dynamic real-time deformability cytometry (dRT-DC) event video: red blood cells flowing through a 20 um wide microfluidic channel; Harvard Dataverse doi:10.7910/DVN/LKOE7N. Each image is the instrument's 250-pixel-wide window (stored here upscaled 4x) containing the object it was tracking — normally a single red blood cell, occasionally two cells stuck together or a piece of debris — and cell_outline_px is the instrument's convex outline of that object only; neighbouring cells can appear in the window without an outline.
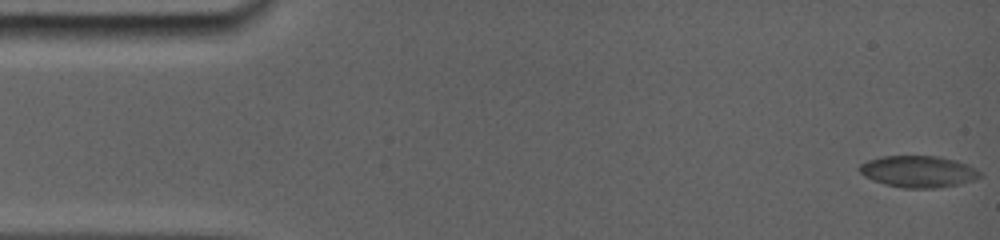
{"species": "common noctule bat (a hibernating species)", "species_latin": "Nyctalus noctula", "temperature_condition": "room temperature", "stored_images_in_passage": 63, "camera_frame_rate_fps": 5000, "um_per_image_px": 0.085, "animal": {"sex": "female", "body_mass_g": 19.0, "forearm_length_mm": 56.7}, "frame": {"image": 1, "passage_image": 1, "time_ms": 0.0, "image_size_px": [1000, 240], "cell_outline_px": [[980, 176], [956, 184], [928, 188], [904, 188], [888, 184], [864, 176], [860, 172], [860, 168], [864, 164], [872, 160], [888, 156], [924, 156], [948, 160], [960, 164], [980, 172]], "centroid_in_image_um": [77.97, 14.6], "position_along_channel_um": 7.0, "area_um2": 20.46}}
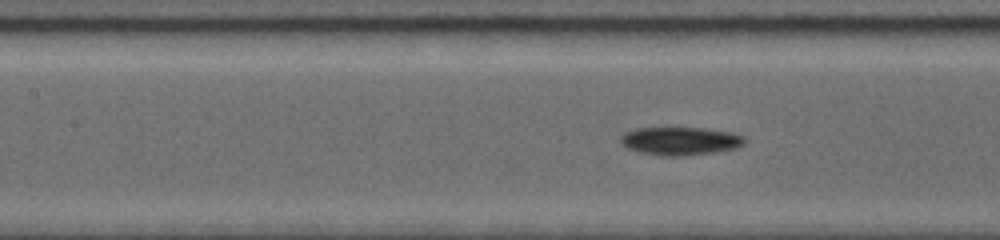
{"frame": {"image": 2, "passage_image": 28, "time_ms": 7.0, "image_size_px": [1000, 240], "cell_outline_px": [[744, 140], [740, 144], [732, 148], [708, 152], [672, 156], [660, 156], [640, 152], [624, 144], [620, 140], [628, 132], [640, 128], [696, 128], [724, 132], [740, 136]], "centroid_in_image_um": [57.74, 11.98], "position_along_channel_um": 149.7, "area_um2": 18.9}}
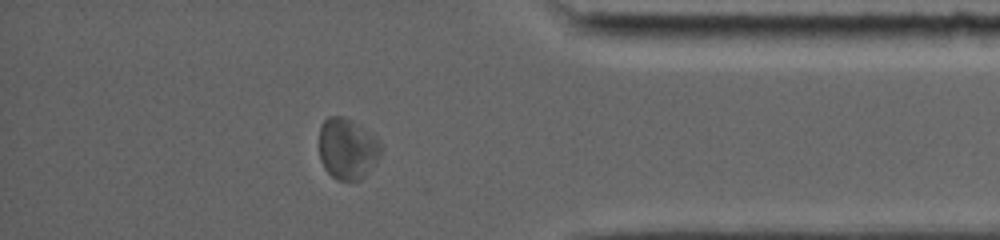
{"frame": {"image": 3, "passage_image": 54, "time_ms": 14.0, "image_size_px": [1000, 240], "cell_outline_px": [[380, 156], [364, 176], [360, 180], [336, 180], [324, 168], [320, 160], [320, 124], [328, 116], [344, 116], [360, 124], [372, 132], [380, 140]], "centroid_in_image_um": [29.53, 12.61], "position_along_channel_um": 405.7, "area_um2": 22.2}, "authors_computed_cell_mechanics": {"area_um2": 20.1144, "velocity_mm_per_s": 3.8247, "shape_relaxation_time_tau1_ms": 2.7808, "shape_relaxation_time_tau2_ms": 2.0081, "deformation_change_tau1": 0.1008, "deformation_change_tau2": 0.0897}}